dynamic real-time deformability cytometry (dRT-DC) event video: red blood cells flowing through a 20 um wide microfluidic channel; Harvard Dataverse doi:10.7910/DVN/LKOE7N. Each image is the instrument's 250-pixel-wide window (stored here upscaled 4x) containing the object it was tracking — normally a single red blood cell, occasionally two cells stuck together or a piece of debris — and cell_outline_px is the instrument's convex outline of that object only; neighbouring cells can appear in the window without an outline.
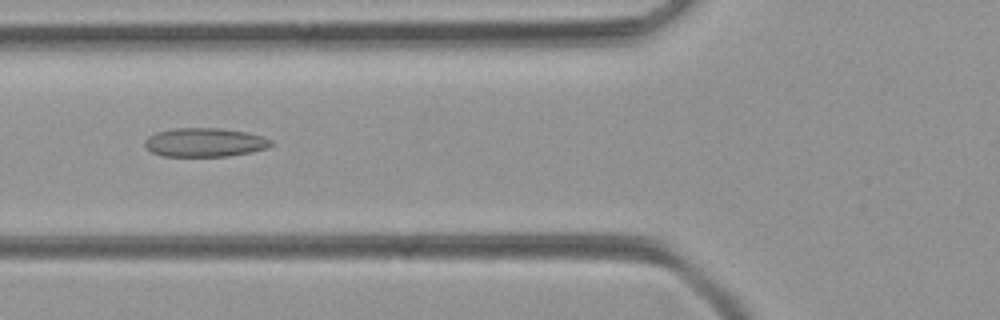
{"species": "common noctule bat (a hibernating species)", "species_latin": "Nyctalus noctula", "temperature_condition": "room temperature", "stored_images_in_passage": 45, "camera_frame_rate_fps": 3000, "um_per_image_px": 0.085, "animal": {"sex": "female", "body_mass_g": 21.9}, "frame": {"image": 1, "passage_image": 18, "time_ms": 5.667, "image_size_px": [1000, 320], "cell_outline_px": [[276, 144], [268, 148], [252, 152], [228, 156], [164, 156], [152, 152], [144, 144], [144, 140], [148, 136], [156, 132], [176, 128], [220, 128], [248, 132], [264, 136], [272, 140]], "centroid_in_image_um": [17.47, 12.1], "position_along_channel_um": 108.3, "area_um2": 21.44}}
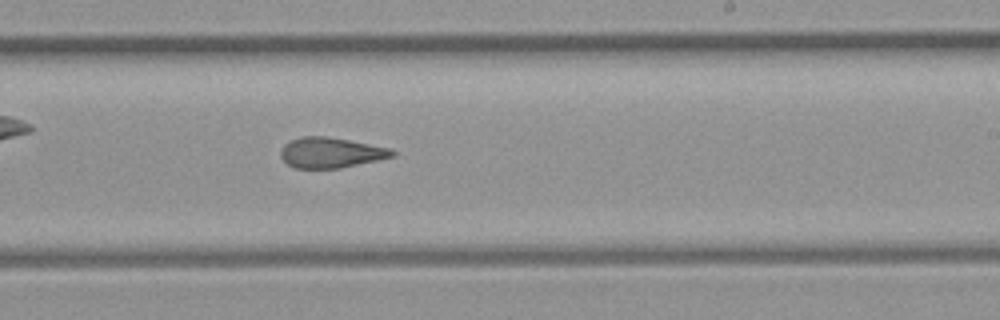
{"frame": {"image": 2, "passage_image": 29, "time_ms": 9.333, "image_size_px": [1000, 320], "cell_outline_px": [[396, 156], [340, 168], [296, 168], [288, 164], [280, 156], [280, 152], [284, 144], [300, 136], [324, 136], [348, 140], [392, 148], [396, 152]], "centroid_in_image_um": [28.14, 12.97], "position_along_channel_um": 260.9, "area_um2": 19.71}}
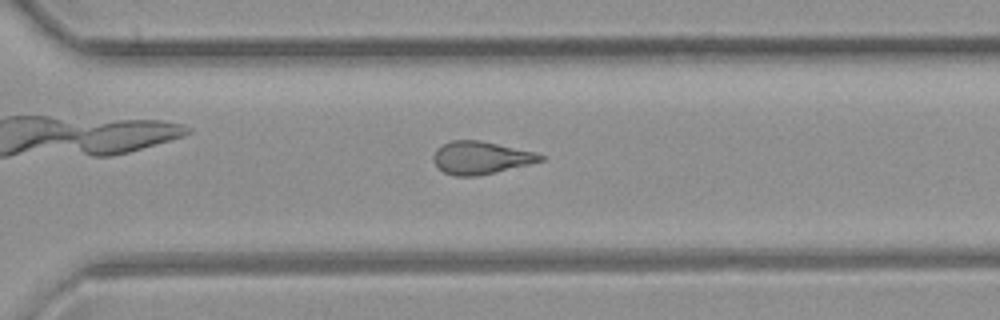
{"frame": {"image": 3, "passage_image": 34, "time_ms": 11.0, "image_size_px": [1000, 320], "cell_outline_px": [[544, 160], [532, 164], [476, 176], [456, 176], [444, 172], [432, 160], [432, 156], [436, 148], [452, 140], [480, 140], [536, 152], [544, 156]], "centroid_in_image_um": [40.88, 13.4], "position_along_channel_um": 329.7, "area_um2": 20.4}}